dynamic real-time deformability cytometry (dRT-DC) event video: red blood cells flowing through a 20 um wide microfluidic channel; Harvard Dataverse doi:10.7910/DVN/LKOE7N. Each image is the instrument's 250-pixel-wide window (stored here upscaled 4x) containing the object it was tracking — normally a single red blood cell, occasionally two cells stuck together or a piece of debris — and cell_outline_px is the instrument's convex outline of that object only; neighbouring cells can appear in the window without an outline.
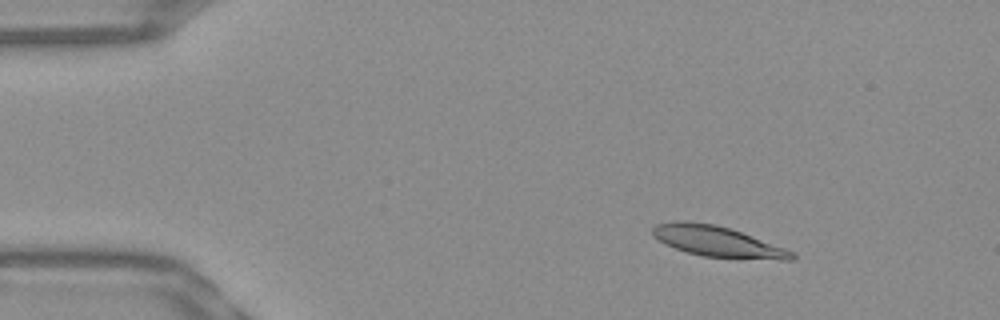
{"species": "Egyptian fruit bat (a non-hibernating species)", "species_latin": "Rousettus aegyptiacus", "temperature_condition": "warm", "stored_images_in_passage": 53, "camera_frame_rate_fps": 3000, "um_per_image_px": 0.085, "frame": {"image": 1, "passage_image": 8, "time_ms": 2.333, "image_size_px": [1000, 320], "cell_outline_px": [[796, 260], [780, 260], [700, 256], [664, 244], [652, 236], [652, 228], [656, 224], [676, 220], [680, 220], [716, 224], [752, 236], [796, 252]], "centroid_in_image_um": [60.98, 20.53], "position_along_channel_um": 24.0, "area_um2": 24.91}}
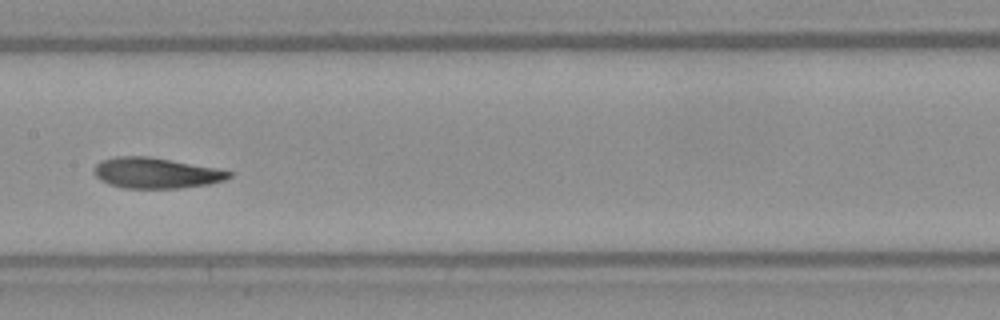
{"frame": {"image": 2, "passage_image": 27, "time_ms": 8.667, "image_size_px": [1000, 320], "cell_outline_px": [[232, 176], [224, 180], [208, 184], [180, 188], [124, 188], [108, 184], [100, 180], [92, 172], [92, 168], [100, 160], [116, 156], [148, 156], [216, 168], [232, 172]], "centroid_in_image_um": [13.2, 14.7], "position_along_channel_um": 194.2, "area_um2": 24.16}}
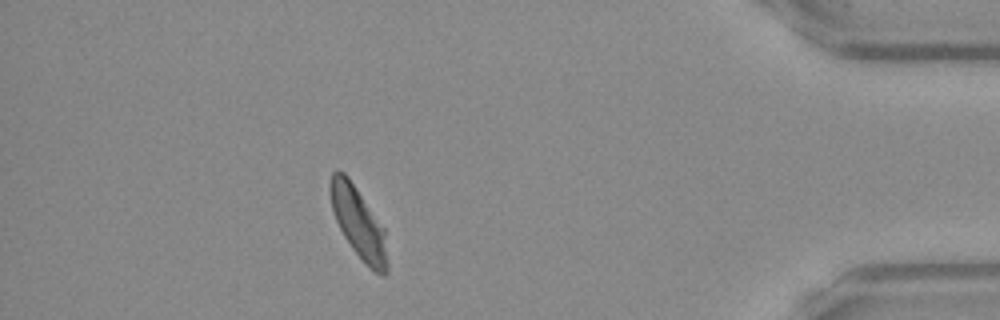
{"frame": {"image": 3, "passage_image": 47, "time_ms": 15.333, "image_size_px": [1000, 320], "cell_outline_px": [[388, 272], [384, 276], [380, 276], [352, 248], [344, 236], [336, 220], [332, 208], [328, 188], [328, 184], [332, 172], [336, 168], [344, 172], [348, 176], [384, 228], [388, 260]], "centroid_in_image_um": [30.45, 18.89], "position_along_channel_um": 404.7, "area_um2": 23.47}, "authors_computed_cell_mechanics": {"area_um2": 24.1604, "velocity_mm_per_s": 3.8697, "shape_relaxation_time_tau1_ms": 4.6105, "shape_relaxation_time_tau2_ms": 3.4006, "deformation_change_tau1": 0.1687, "deformation_change_tau2": 0.0971}}